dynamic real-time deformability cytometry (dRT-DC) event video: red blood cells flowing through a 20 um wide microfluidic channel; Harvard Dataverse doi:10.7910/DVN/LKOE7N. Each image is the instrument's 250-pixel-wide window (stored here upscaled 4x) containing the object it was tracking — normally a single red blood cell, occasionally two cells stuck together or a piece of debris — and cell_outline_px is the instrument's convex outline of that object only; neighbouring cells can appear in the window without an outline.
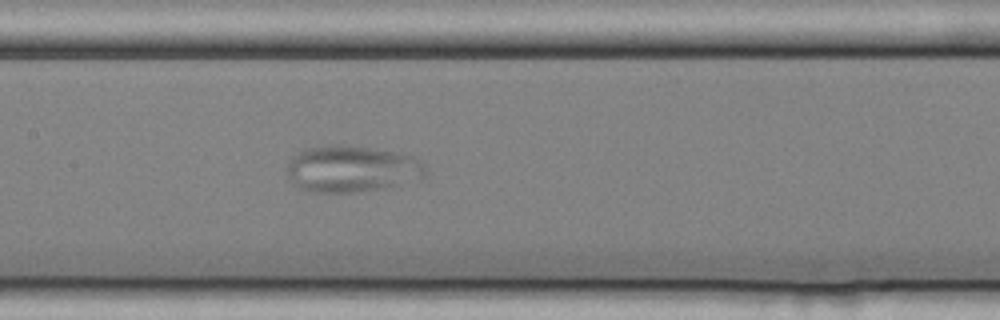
{"species": "common noctule bat (a hibernating species)", "species_latin": "Nyctalus noctula", "temperature_condition": "cold", "stored_images_in_passage": 58, "segment_of_instrument_passage": [1, 3], "camera_frame_rate_fps": 3000, "um_per_image_px": 0.085, "animal": {"sex": "female", "body_mass_g": 25.1}, "frame": {"image": 1, "passage_image": 30, "time_ms": 9.667, "image_size_px": [1000, 320], "cell_outline_px": [[424, 176], [384, 188], [360, 192], [316, 192], [300, 188], [288, 176], [284, 168], [292, 156], [296, 152], [304, 148], [336, 144], [340, 144], [400, 152], [412, 156], [420, 160], [424, 164]], "centroid_in_image_um": [29.84, 14.33], "position_along_channel_um": 177.6, "area_um2": 37.57}}